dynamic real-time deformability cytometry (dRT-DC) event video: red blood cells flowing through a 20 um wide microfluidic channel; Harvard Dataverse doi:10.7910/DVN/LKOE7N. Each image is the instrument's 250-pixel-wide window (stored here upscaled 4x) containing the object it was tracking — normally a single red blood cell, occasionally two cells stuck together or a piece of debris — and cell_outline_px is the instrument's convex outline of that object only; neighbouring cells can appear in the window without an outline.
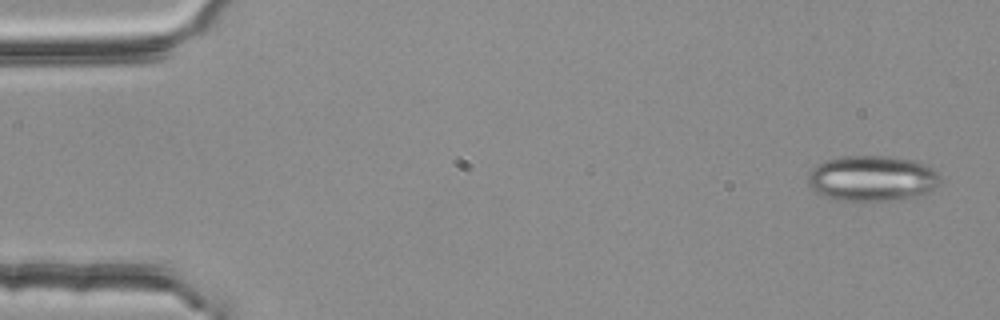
{"species": "common noctule bat (a hibernating species)", "species_latin": "Nyctalus noctula", "temperature_condition": "room temperature", "stored_images_in_passage": 4, "camera_frame_rate_fps": 3000, "um_per_image_px": 0.085, "animal": {"sex": "female", "body_mass_g": 25.1}, "frame": {"image": 1, "passage_image": 1, "time_ms": 0.0, "image_size_px": [1000, 320], "cell_outline_px": [[940, 184], [916, 196], [904, 200], [836, 200], [812, 188], [808, 184], [808, 176], [812, 168], [824, 160], [840, 156], [892, 156], [916, 160], [932, 168], [940, 176]], "centroid_in_image_um": [74.15, 15.14], "position_along_channel_um": 10.9, "area_um2": 35.03}}